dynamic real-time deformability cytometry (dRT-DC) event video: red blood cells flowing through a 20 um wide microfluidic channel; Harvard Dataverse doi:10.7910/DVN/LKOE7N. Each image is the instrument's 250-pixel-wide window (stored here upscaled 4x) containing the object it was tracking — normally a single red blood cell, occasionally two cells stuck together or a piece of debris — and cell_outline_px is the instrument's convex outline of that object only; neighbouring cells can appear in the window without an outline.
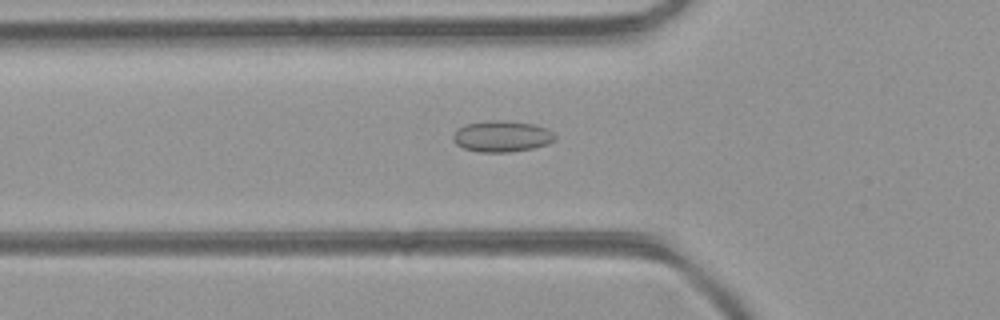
{"species": "common noctule bat (a hibernating species)", "species_latin": "Nyctalus noctula", "temperature_condition": "room temperature", "stored_images_in_passage": 42, "camera_frame_rate_fps": 3000, "um_per_image_px": 0.085, "animal": {"sex": "female", "body_mass_g": 21.9}, "frame": {"image": 1, "passage_image": 12, "time_ms": 3.667, "image_size_px": [1000, 320], "cell_outline_px": [[556, 136], [548, 144], [532, 148], [508, 152], [476, 152], [464, 148], [456, 144], [452, 140], [452, 136], [460, 128], [468, 124], [492, 120], [500, 120], [532, 124], [544, 128], [552, 132]], "centroid_in_image_um": [42.63, 11.6], "position_along_channel_um": 83.2, "area_um2": 18.15}}
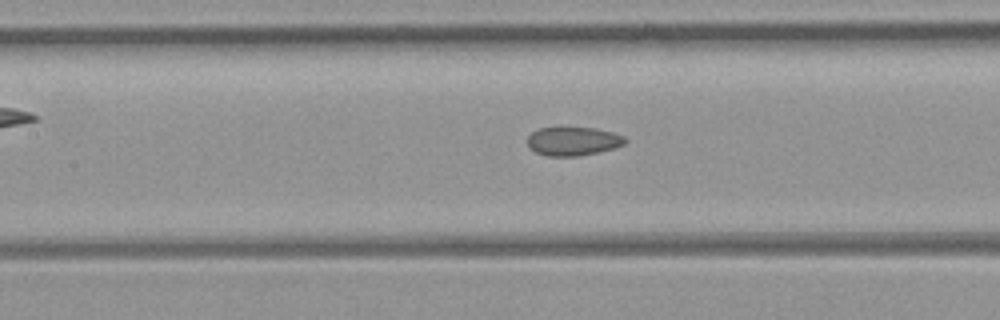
{"frame": {"image": 2, "passage_image": 17, "time_ms": 5.333, "image_size_px": [1000, 320], "cell_outline_px": [[628, 140], [624, 144], [612, 148], [580, 156], [548, 156], [536, 152], [528, 148], [528, 136], [532, 132], [540, 128], [596, 128], [612, 132], [624, 136]], "centroid_in_image_um": [48.7, 12.0], "position_along_channel_um": 158.7, "area_um2": 16.18}}
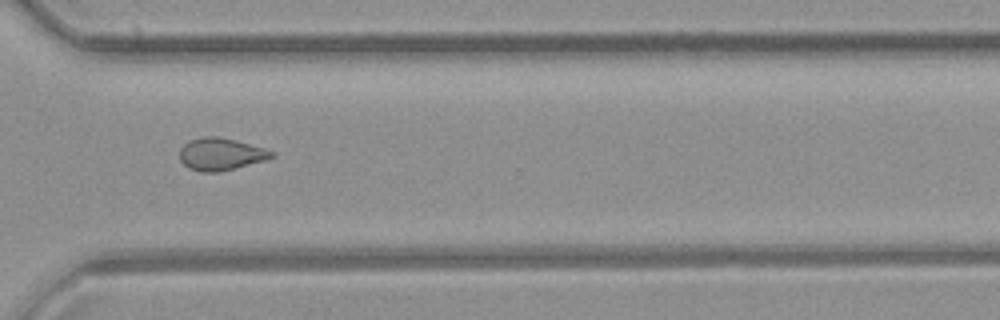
{"frame": {"image": 3, "passage_image": 30, "time_ms": 9.667, "image_size_px": [1000, 320], "cell_outline_px": [[276, 156], [264, 160], [220, 172], [200, 172], [188, 168], [180, 160], [180, 148], [188, 140], [204, 136], [216, 136], [236, 140], [264, 148], [276, 152]], "centroid_in_image_um": [18.76, 13.1], "position_along_channel_um": 351.8, "area_um2": 17.4}, "authors_computed_cell_mechanics": {"area_um2": 17.3689, "velocity_mm_per_s": 4.4734, "shape_relaxation_time_tau1_ms": null, "shape_relaxation_time_tau2_ms": 5.9268, "deformation_change_tau1": null, "deformation_change_tau2": 0.1189}}